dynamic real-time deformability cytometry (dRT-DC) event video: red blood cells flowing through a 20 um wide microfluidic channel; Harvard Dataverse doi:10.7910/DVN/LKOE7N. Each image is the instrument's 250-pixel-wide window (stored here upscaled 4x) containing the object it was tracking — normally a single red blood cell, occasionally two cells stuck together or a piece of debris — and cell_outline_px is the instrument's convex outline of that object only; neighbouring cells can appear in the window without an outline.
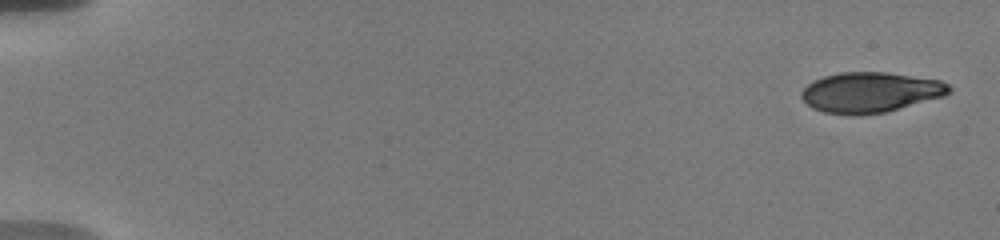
{"species": "human", "species_latin": "Homo sapiens", "temperature_condition": "warm", "stored_images_in_passage": 10, "camera_frame_rate_fps": 3000, "um_per_image_px": 0.085, "donor": {"sex": "male"}, "frame": {"image": 1, "passage_image": 1, "time_ms": 0.0, "image_size_px": [1000, 240], "cell_outline_px": [[952, 92], [944, 96], [884, 112], [824, 112], [812, 108], [800, 96], [800, 92], [812, 80], [824, 76], [840, 72], [884, 72], [940, 80], [948, 84], [952, 88]], "centroid_in_image_um": [74.0, 7.8], "position_along_channel_um": 11.0, "area_um2": 33.81}}
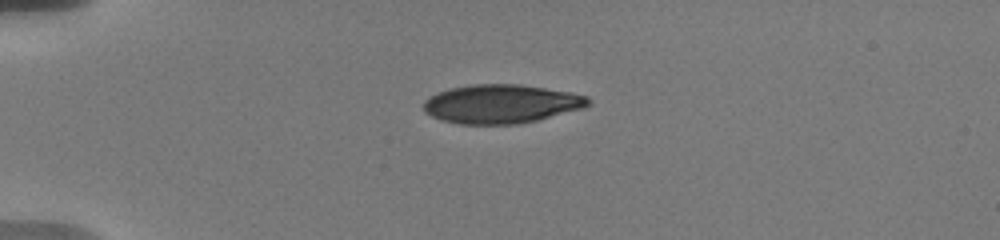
{"frame": {"image": 2, "passage_image": 6, "time_ms": 4.333, "image_size_px": [1000, 240], "cell_outline_px": [[592, 100], [584, 108], [540, 120], [520, 124], [460, 124], [444, 120], [432, 116], [424, 112], [424, 100], [428, 96], [436, 92], [448, 88], [472, 84], [520, 84], [572, 92], [588, 96]], "centroid_in_image_um": [42.62, 8.83], "position_along_channel_um": 42.4, "area_um2": 37.69}}
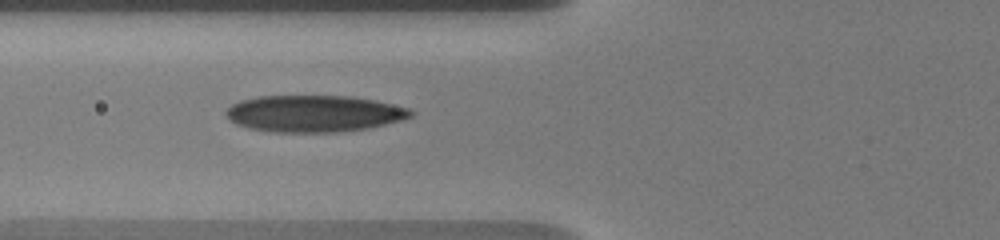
{"frame": {"image": 3, "passage_image": 9, "time_ms": 7.0, "image_size_px": [1000, 240], "cell_outline_px": [[412, 116], [400, 120], [368, 128], [336, 132], [272, 132], [248, 128], [236, 124], [228, 120], [224, 112], [232, 104], [240, 100], [256, 96], [352, 96], [376, 100], [408, 108], [412, 112]], "centroid_in_image_um": [26.63, 9.65], "position_along_channel_um": 99.2, "area_um2": 39.59}}